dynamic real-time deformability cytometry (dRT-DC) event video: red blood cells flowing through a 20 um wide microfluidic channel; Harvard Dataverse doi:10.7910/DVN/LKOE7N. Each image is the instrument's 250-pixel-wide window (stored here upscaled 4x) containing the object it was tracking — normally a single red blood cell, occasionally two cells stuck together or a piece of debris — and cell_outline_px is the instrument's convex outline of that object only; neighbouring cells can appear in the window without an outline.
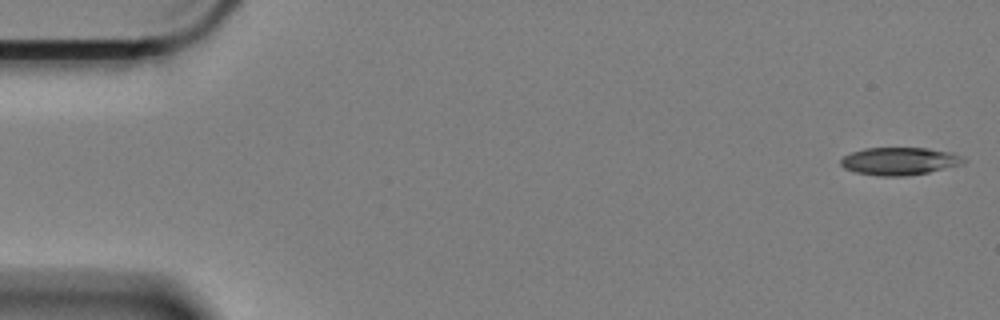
{"species": "Egyptian fruit bat (a non-hibernating species)", "species_latin": "Rousettus aegyptiacus", "temperature_condition": "cold", "stored_images_in_passage": 57, "camera_frame_rate_fps": 3000, "um_per_image_px": 0.085, "animal": {"sex": "female"}, "frame": {"image": 1, "passage_image": 1, "time_ms": 0.0, "image_size_px": [1000, 320], "cell_outline_px": [[968, 160], [964, 164], [928, 172], [904, 176], [880, 176], [856, 172], [844, 168], [840, 164], [840, 160], [844, 156], [852, 152], [864, 148], [928, 148], [952, 152], [964, 156]], "centroid_in_image_um": [76.51, 13.69], "position_along_channel_um": 8.5, "area_um2": 19.94}}
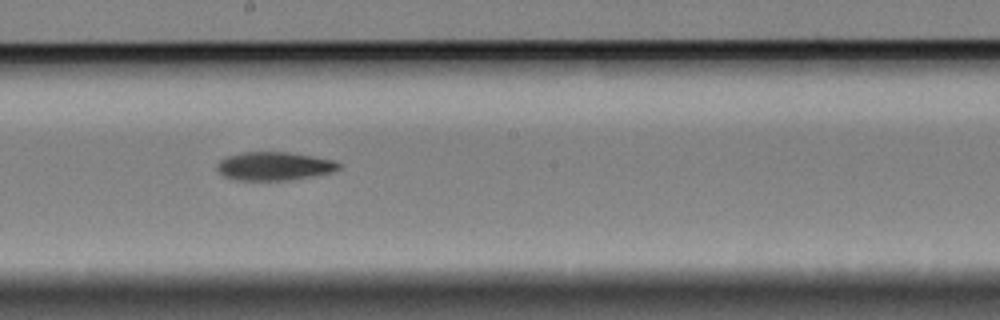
{"frame": {"image": 2, "passage_image": 32, "time_ms": 10.333, "image_size_px": [1000, 320], "cell_outline_px": [[344, 164], [340, 168], [332, 172], [288, 180], [236, 180], [224, 176], [216, 168], [216, 164], [220, 160], [228, 156], [244, 152], [288, 152], [312, 156], [332, 160]], "centroid_in_image_um": [23.31, 14.12], "position_along_channel_um": 224.9, "area_um2": 20.06}}
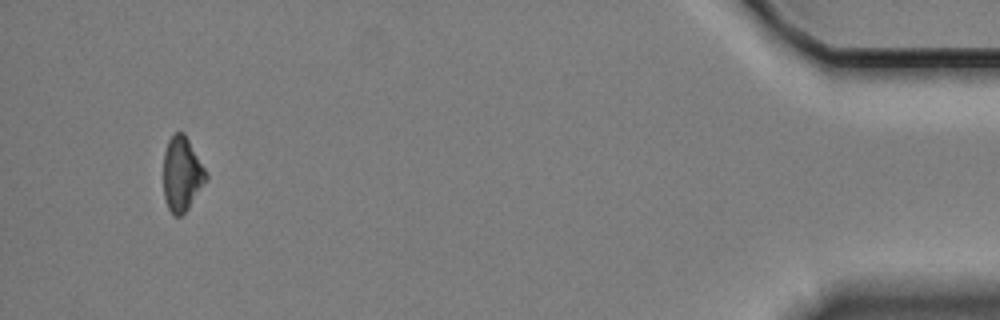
{"frame": {"image": 3, "passage_image": 56, "time_ms": 18.333, "image_size_px": [1000, 320], "cell_outline_px": [[208, 180], [188, 208], [180, 216], [172, 216], [168, 208], [164, 196], [164, 152], [168, 140], [176, 132], [184, 132], [208, 172]], "centroid_in_image_um": [15.48, 14.79], "position_along_channel_um": 419.7, "area_um2": 18.67}}